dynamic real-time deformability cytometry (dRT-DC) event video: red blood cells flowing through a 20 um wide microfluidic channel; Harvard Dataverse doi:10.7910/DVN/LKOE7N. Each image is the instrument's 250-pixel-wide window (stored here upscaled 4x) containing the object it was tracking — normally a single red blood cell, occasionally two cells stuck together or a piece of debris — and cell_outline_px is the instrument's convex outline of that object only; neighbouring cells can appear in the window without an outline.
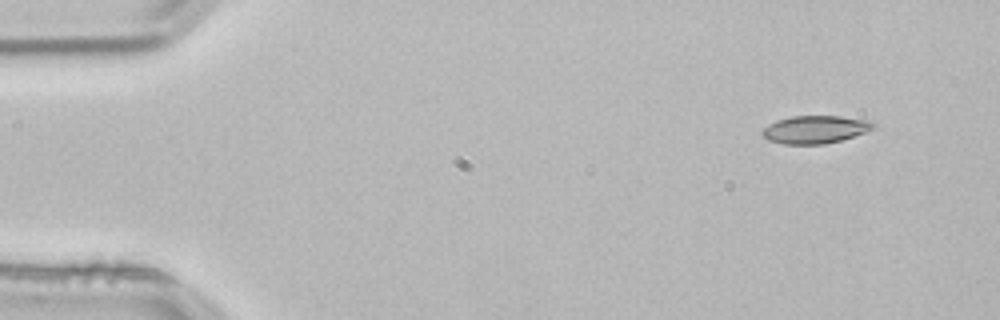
{"species": "common noctule bat (a hibernating species)", "species_latin": "Nyctalus noctula", "temperature_condition": "room temperature", "stored_images_in_passage": 3, "camera_frame_rate_fps": 3000, "um_per_image_px": 0.085, "animal": {"sex": "male", "body_mass_g": 21.5, "forearm_length_mm": 52.0}, "frame": {"image": 1, "passage_image": 1, "time_ms": 0.0, "image_size_px": [1000, 320], "cell_outline_px": [[876, 128], [840, 140], [824, 144], [784, 144], [768, 140], [760, 132], [768, 124], [776, 120], [792, 116], [840, 116], [864, 120], [876, 124]], "centroid_in_image_um": [69.24, 11.0], "position_along_channel_um": 15.8, "area_um2": 17.8}}
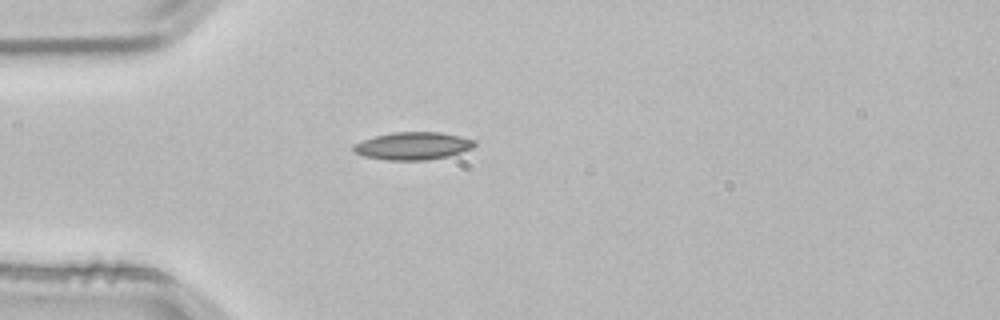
{"frame": {"image": 2, "passage_image": 3, "time_ms": 0.667, "image_size_px": [1000, 320], "cell_outline_px": [[476, 144], [472, 148], [448, 156], [428, 160], [388, 160], [364, 156], [356, 152], [352, 148], [356, 144], [364, 140], [376, 136], [392, 132], [440, 132], [460, 136], [476, 140]], "centroid_in_image_um": [35.14, 12.4], "position_along_channel_um": 49.9, "area_um2": 19.31}}